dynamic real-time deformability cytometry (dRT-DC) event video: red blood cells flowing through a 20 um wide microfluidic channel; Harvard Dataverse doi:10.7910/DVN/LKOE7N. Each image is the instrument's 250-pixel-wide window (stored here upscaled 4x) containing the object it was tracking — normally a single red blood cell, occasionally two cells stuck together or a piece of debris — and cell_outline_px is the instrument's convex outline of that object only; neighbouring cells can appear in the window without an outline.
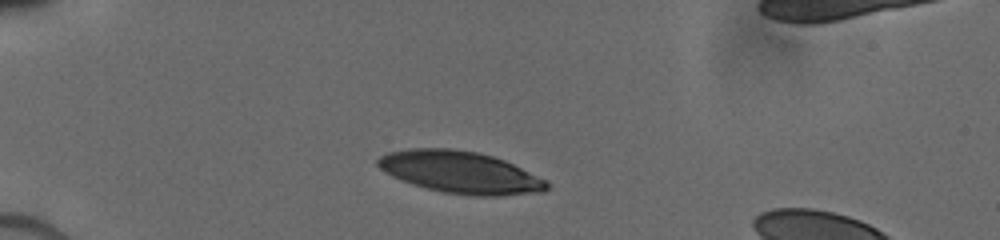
{"species": "human", "species_latin": "Homo sapiens", "temperature_condition": "cold", "stored_images_in_passage": 23, "camera_frame_rate_fps": 3000, "um_per_image_px": 0.085, "donor": {"sex": "male"}, "frame": {"image": 1, "passage_image": 1, "time_ms": 0.0, "image_size_px": [1000, 240], "cell_outline_px": [[548, 188], [544, 192], [500, 196], [472, 196], [444, 192], [412, 184], [400, 180], [384, 172], [376, 164], [376, 160], [380, 156], [388, 152], [408, 148], [452, 148], [476, 152], [492, 156], [504, 160], [548, 180]], "centroid_in_image_um": [39.12, 14.64], "position_along_channel_um": 45.9, "area_um2": 41.62}}
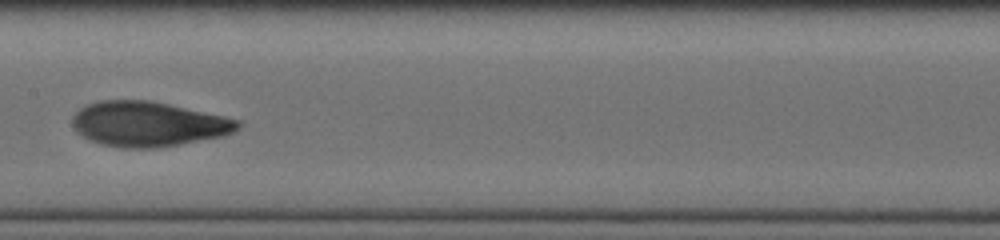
{"frame": {"image": 2, "passage_image": 10, "time_ms": 4.667, "image_size_px": [1000, 240], "cell_outline_px": [[244, 124], [236, 132], [224, 136], [160, 148], [124, 148], [100, 144], [88, 140], [76, 132], [72, 128], [72, 116], [80, 108], [88, 104], [104, 100], [148, 100], [168, 104], [224, 116], [240, 120]], "centroid_in_image_um": [12.61, 10.56], "position_along_channel_um": 194.8, "area_um2": 43.75}}
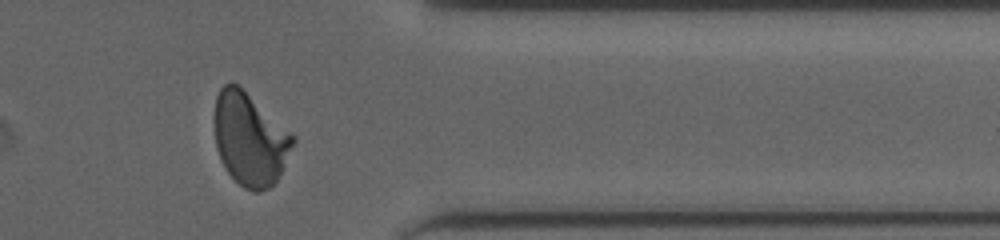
{"frame": {"image": 3, "passage_image": 20, "time_ms": 9.667, "image_size_px": [1000, 240], "cell_outline_px": [[296, 140], [276, 180], [268, 188], [260, 192], [252, 192], [244, 188], [224, 168], [220, 160], [216, 148], [212, 120], [216, 96], [220, 88], [224, 84], [236, 84], [292, 132], [296, 136]], "centroid_in_image_um": [21.2, 11.83], "position_along_channel_um": 390.2, "area_um2": 42.48}}